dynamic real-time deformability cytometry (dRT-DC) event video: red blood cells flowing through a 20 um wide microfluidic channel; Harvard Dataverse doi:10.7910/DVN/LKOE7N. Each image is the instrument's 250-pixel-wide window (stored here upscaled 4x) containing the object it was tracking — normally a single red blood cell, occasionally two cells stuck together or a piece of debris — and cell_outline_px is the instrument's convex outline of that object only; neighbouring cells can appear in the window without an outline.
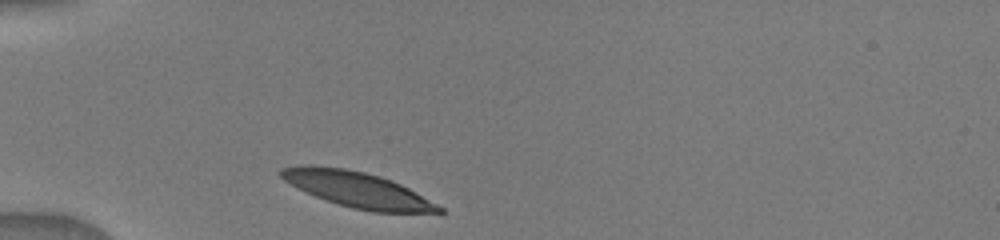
{"species": "human", "species_latin": "Homo sapiens", "temperature_condition": "warm", "stored_images_in_passage": 24, "camera_frame_rate_fps": 3000, "um_per_image_px": 0.085, "donor": {"sex": "male"}, "frame": {"image": 1, "passage_image": 1, "time_ms": 0.0, "image_size_px": [1000, 240], "cell_outline_px": [[444, 212], [372, 212], [352, 208], [316, 196], [284, 180], [276, 172], [280, 168], [296, 164], [312, 164], [344, 168], [364, 172], [380, 176], [400, 184], [416, 192], [444, 208]], "centroid_in_image_um": [30.33, 16.08], "position_along_channel_um": 54.7, "area_um2": 32.48}}
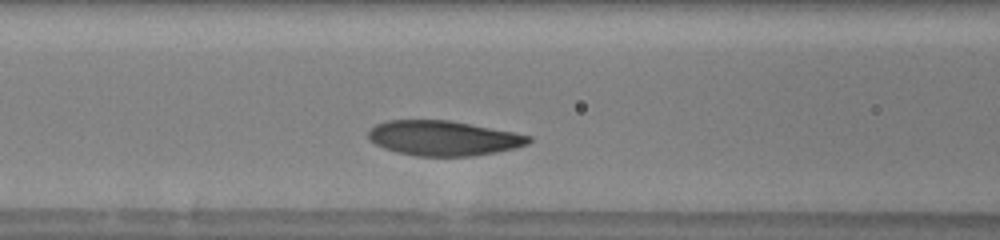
{"frame": {"image": 2, "passage_image": 6, "time_ms": 2.333, "image_size_px": [1000, 240], "cell_outline_px": [[532, 140], [528, 144], [496, 152], [472, 156], [416, 156], [396, 152], [384, 148], [368, 140], [368, 132], [376, 124], [388, 120], [448, 120], [512, 132], [532, 136]], "centroid_in_image_um": [37.65, 11.75], "position_along_channel_um": 128.9, "area_um2": 32.43}}
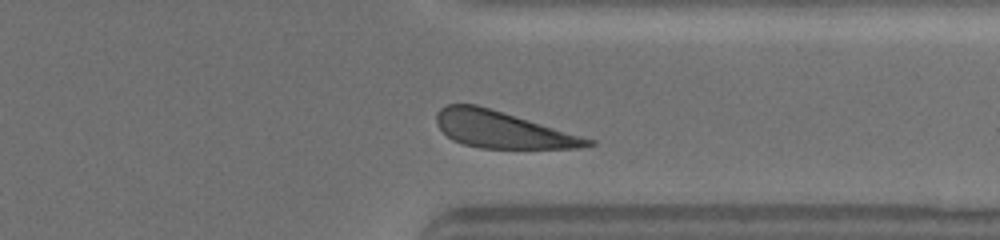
{"frame": {"image": 3, "passage_image": 20, "time_ms": 8.333, "image_size_px": [1000, 240], "cell_outline_px": [[596, 144], [580, 148], [480, 148], [464, 144], [452, 140], [436, 124], [436, 112], [440, 108], [448, 104], [476, 104], [596, 140]], "centroid_in_image_um": [42.69, 11.02], "position_along_channel_um": 368.7, "area_um2": 32.14}}